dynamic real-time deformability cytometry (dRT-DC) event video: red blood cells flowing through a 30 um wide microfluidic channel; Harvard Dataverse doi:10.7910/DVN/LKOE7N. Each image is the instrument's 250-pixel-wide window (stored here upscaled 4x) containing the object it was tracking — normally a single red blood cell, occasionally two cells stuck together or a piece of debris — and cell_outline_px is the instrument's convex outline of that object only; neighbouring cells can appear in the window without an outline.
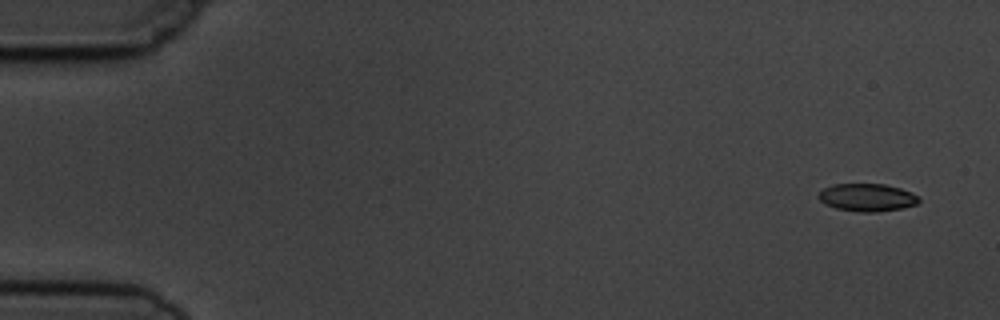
{"species": "common noctule bat (a hibernating species)", "species_latin": "Nyctalus noctula", "temperature_condition": "cold", "stored_images_in_passage": 11, "camera_frame_rate_fps": 3000, "um_per_image_px": 0.085, "animal": {"sex": "male", "body_mass_g": 19.5, "forearm_length_mm": 54.6}, "frame": {"image": 1, "passage_image": 1, "time_ms": 0.0, "image_size_px": [1000, 320], "cell_outline_px": [[920, 200], [916, 204], [904, 208], [876, 212], [856, 212], [836, 208], [824, 204], [816, 196], [824, 188], [832, 184], [884, 184], [900, 188], [912, 192]], "centroid_in_image_um": [73.68, 16.79], "position_along_channel_um": 11.3, "area_um2": 16.3}}
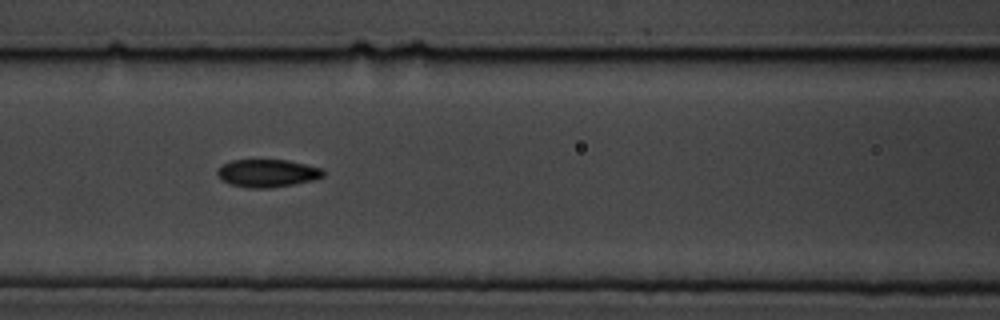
{"frame": {"image": 2, "passage_image": 7, "time_ms": 7.0, "image_size_px": [1000, 320], "cell_outline_px": [[324, 176], [312, 180], [296, 184], [268, 188], [248, 188], [232, 184], [220, 180], [216, 172], [216, 168], [220, 164], [232, 160], [288, 160], [320, 168], [324, 172]], "centroid_in_image_um": [22.66, 14.72], "position_along_channel_um": 143.9, "area_um2": 17.22}}
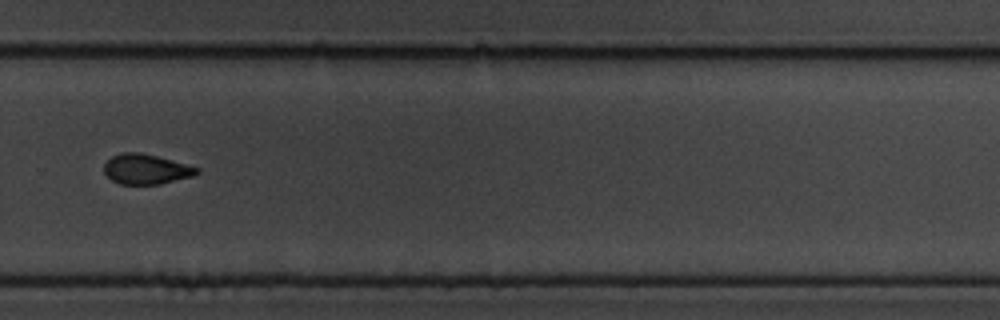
{"frame": {"image": 3, "passage_image": 11, "time_ms": 11.667, "image_size_px": [1000, 320], "cell_outline_px": [[200, 172], [192, 176], [160, 184], [120, 184], [112, 180], [104, 172], [104, 164], [112, 156], [120, 152], [140, 152], [156, 156], [200, 168]], "centroid_in_image_um": [12.4, 14.37], "position_along_channel_um": 317.4, "area_um2": 16.13}}